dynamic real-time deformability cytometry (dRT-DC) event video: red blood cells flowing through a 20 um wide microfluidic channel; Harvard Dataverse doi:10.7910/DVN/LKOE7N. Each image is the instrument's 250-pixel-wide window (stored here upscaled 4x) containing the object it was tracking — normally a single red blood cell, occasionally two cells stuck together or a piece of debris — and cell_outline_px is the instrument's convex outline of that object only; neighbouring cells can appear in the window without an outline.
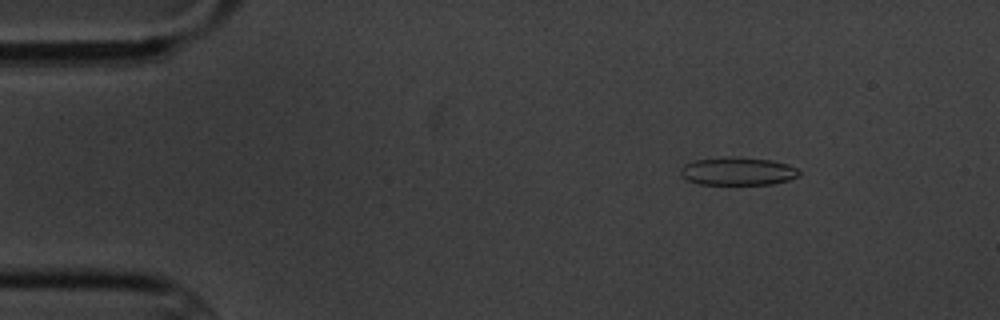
{"species": "common noctule bat (a hibernating species)", "species_latin": "Nyctalus noctula", "temperature_condition": "cold", "stored_images_in_passage": 10, "camera_frame_rate_fps": 3000, "um_per_image_px": 0.085, "animal": {"sex": "male", "body_mass_g": 20.1, "forearm_length_mm": 53.5}, "frame": {"image": 1, "passage_image": 2, "time_ms": 2.333, "image_size_px": [1000, 320], "cell_outline_px": [[800, 176], [788, 180], [772, 184], [700, 184], [688, 180], [680, 176], [680, 168], [684, 164], [696, 160], [772, 160], [788, 164], [796, 168], [800, 172]], "centroid_in_image_um": [62.73, 14.61], "position_along_channel_um": 22.3, "area_um2": 18.32}}
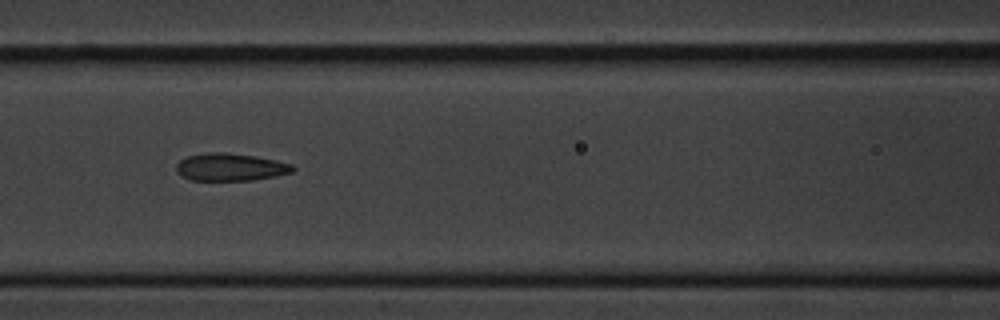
{"frame": {"image": 2, "passage_image": 7, "time_ms": 8.0, "image_size_px": [1000, 320], "cell_outline_px": [[296, 168], [292, 172], [276, 176], [252, 180], [192, 180], [180, 176], [176, 172], [176, 164], [180, 160], [188, 156], [208, 152], [228, 152], [256, 156], [276, 160], [292, 164]], "centroid_in_image_um": [19.58, 14.2], "position_along_channel_um": 147.0, "area_um2": 18.84}}
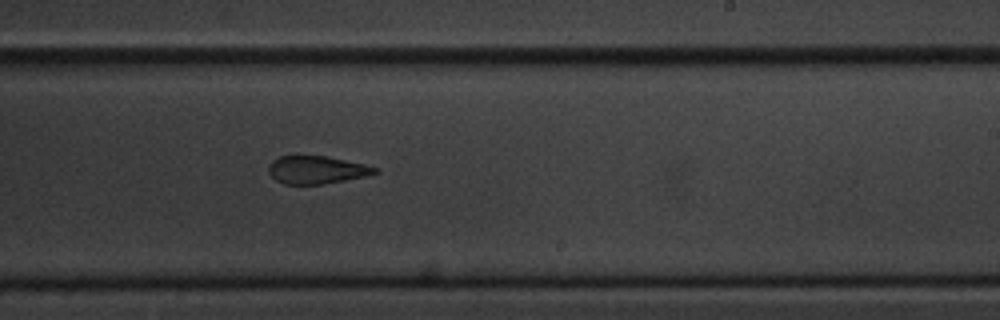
{"frame": {"image": 3, "passage_image": 10, "time_ms": 11.333, "image_size_px": [1000, 320], "cell_outline_px": [[380, 172], [364, 176], [344, 180], [320, 184], [284, 184], [276, 180], [268, 172], [268, 164], [272, 160], [280, 156], [296, 152], [324, 156], [364, 164], [376, 168]], "centroid_in_image_um": [26.81, 14.39], "position_along_channel_um": 262.2, "area_um2": 17.63}}